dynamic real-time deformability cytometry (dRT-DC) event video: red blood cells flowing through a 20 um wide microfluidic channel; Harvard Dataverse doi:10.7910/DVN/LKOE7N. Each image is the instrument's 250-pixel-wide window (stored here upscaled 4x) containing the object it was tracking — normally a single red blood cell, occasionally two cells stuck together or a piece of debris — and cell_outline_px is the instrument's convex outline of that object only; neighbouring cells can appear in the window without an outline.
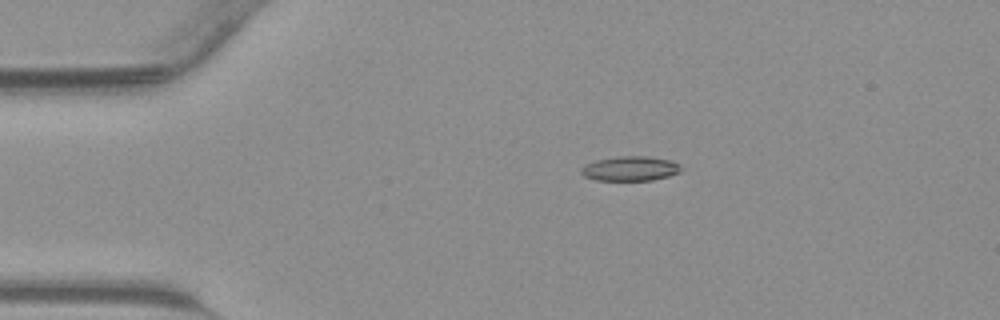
{"species": "common noctule bat (a hibernating species)", "species_latin": "Nyctalus noctula", "temperature_condition": "warm", "stored_images_in_passage": 36, "camera_frame_rate_fps": 3000, "um_per_image_px": 0.085, "animal": {"sex": "male", "body_mass_g": 23.1, "forearm_length_mm": 52.7}, "frame": {"image": 1, "passage_image": 1, "time_ms": 0.0, "image_size_px": [1000, 320], "cell_outline_px": [[680, 172], [668, 176], [652, 180], [596, 180], [584, 176], [580, 172], [580, 168], [584, 164], [596, 160], [616, 156], [648, 156], [672, 160], [680, 164]], "centroid_in_image_um": [53.55, 14.32], "position_along_channel_um": 31.5, "area_um2": 14.45}}
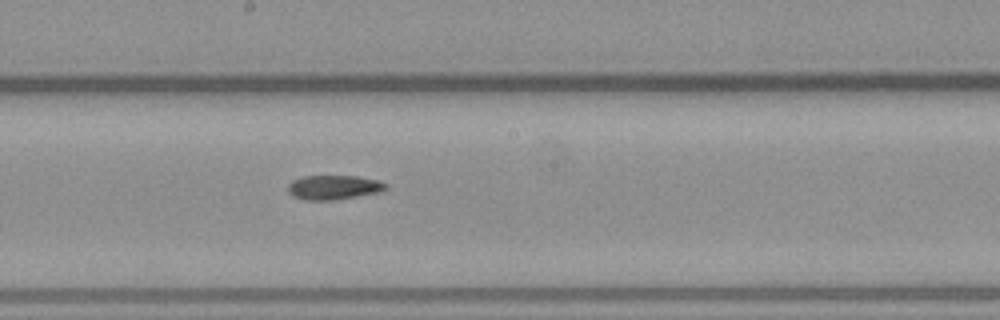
{"frame": {"image": 2, "passage_image": 16, "time_ms": 5.0, "image_size_px": [1000, 320], "cell_outline_px": [[388, 188], [380, 192], [332, 200], [304, 200], [292, 196], [288, 192], [288, 184], [292, 180], [304, 176], [356, 176], [380, 180], [388, 184]], "centroid_in_image_um": [28.37, 15.92], "position_along_channel_um": 219.8, "area_um2": 13.99}}
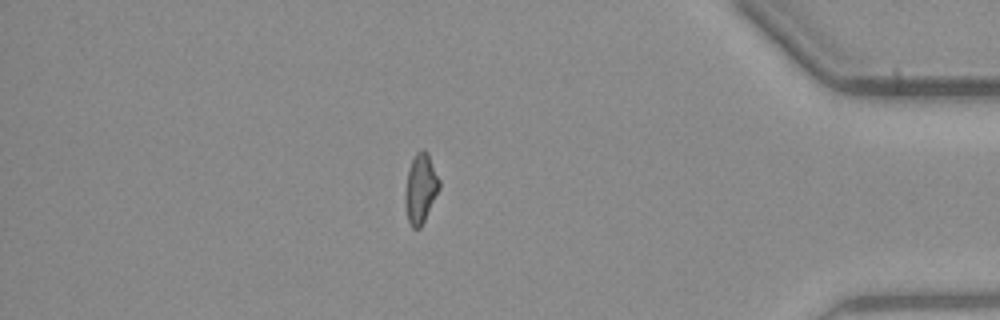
{"frame": {"image": 3, "passage_image": 30, "time_ms": 9.667, "image_size_px": [1000, 320], "cell_outline_px": [[440, 188], [420, 228], [412, 228], [408, 220], [404, 204], [404, 196], [408, 172], [412, 160], [416, 152], [420, 148], [424, 148], [428, 152], [440, 180]], "centroid_in_image_um": [35.75, 15.98], "position_along_channel_um": 399.5, "area_um2": 13.87}}